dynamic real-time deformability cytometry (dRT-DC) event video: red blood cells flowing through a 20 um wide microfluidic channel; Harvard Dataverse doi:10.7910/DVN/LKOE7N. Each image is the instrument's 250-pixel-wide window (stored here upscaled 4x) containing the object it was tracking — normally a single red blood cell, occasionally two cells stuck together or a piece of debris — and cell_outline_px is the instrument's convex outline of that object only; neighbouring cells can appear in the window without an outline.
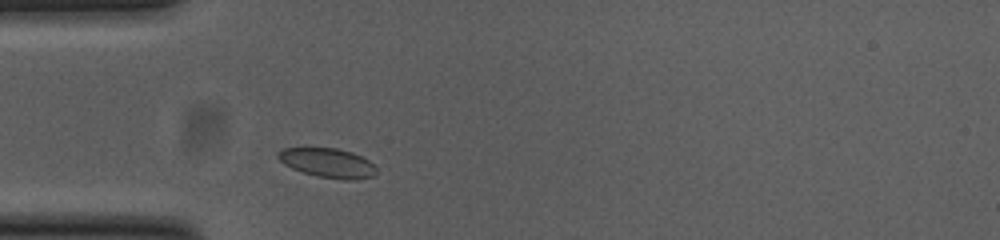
{"species": "common noctule bat (a hibernating species)", "species_latin": "Nyctalus noctula", "temperature_condition": "cold", "stored_images_in_passage": 33, "camera_frame_rate_fps": 3000, "um_per_image_px": 0.085, "animal": {"sex": "female", "body_mass_g": 23.0, "forearm_length_mm": 53.4}, "frame": {"image": 1, "passage_image": 1, "time_ms": 0.0, "image_size_px": [1000, 240], "cell_outline_px": [[376, 172], [372, 176], [356, 180], [344, 180], [316, 176], [292, 168], [284, 164], [276, 156], [276, 152], [284, 148], [336, 148], [352, 152], [368, 160], [376, 168]], "centroid_in_image_um": [27.84, 13.85], "position_along_channel_um": 57.2, "area_um2": 16.76}}
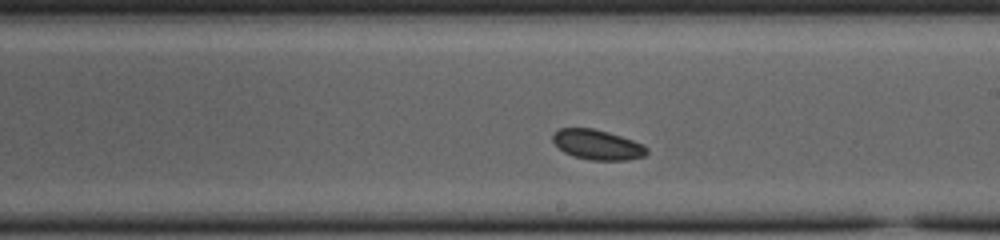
{"frame": {"image": 2, "passage_image": 16, "time_ms": 5.0, "image_size_px": [1000, 240], "cell_outline_px": [[648, 152], [644, 156], [628, 160], [592, 160], [572, 156], [564, 152], [552, 140], [552, 136], [560, 128], [592, 128], [608, 132], [632, 140], [648, 148]], "centroid_in_image_um": [50.77, 12.3], "position_along_channel_um": 238.2, "area_um2": 16.24}}
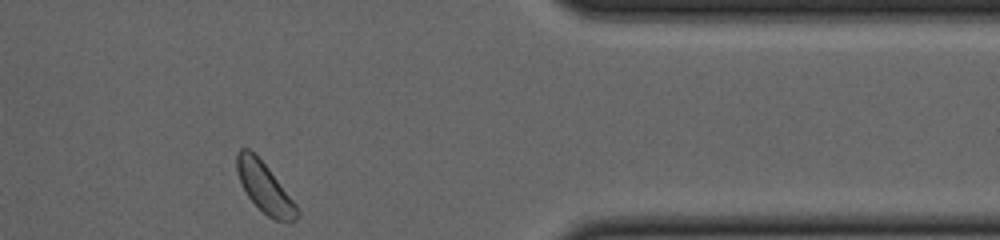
{"frame": {"image": 3, "passage_image": 30, "time_ms": 9.667, "image_size_px": [1000, 240], "cell_outline_px": [[300, 212], [296, 220], [276, 220], [268, 216], [248, 196], [236, 172], [236, 152], [240, 148], [248, 148], [268, 168], [296, 204]], "centroid_in_image_um": [22.48, 15.92], "position_along_channel_um": 388.9, "area_um2": 16.99}, "authors_computed_cell_mechanics": {"area_um2": 16.5886, "velocity_mm_per_s": 3.6992, "shape_relaxation_time_tau1_ms": 0.0988, "shape_relaxation_time_tau2_ms": null, "deformation_change_tau1": 0.056, "deformation_change_tau2": null}}